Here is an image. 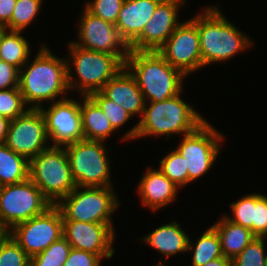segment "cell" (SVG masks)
I'll list each match as a JSON object with an SVG mask.
<instances>
[{
    "mask_svg": "<svg viewBox=\"0 0 267 266\" xmlns=\"http://www.w3.org/2000/svg\"><path fill=\"white\" fill-rule=\"evenodd\" d=\"M89 97L100 107L116 131L133 117L115 101L108 99L101 91L94 92Z\"/></svg>",
    "mask_w": 267,
    "mask_h": 266,
    "instance_id": "obj_30",
    "label": "cell"
},
{
    "mask_svg": "<svg viewBox=\"0 0 267 266\" xmlns=\"http://www.w3.org/2000/svg\"><path fill=\"white\" fill-rule=\"evenodd\" d=\"M203 266H232V262L230 259L223 256L220 258L213 259Z\"/></svg>",
    "mask_w": 267,
    "mask_h": 266,
    "instance_id": "obj_41",
    "label": "cell"
},
{
    "mask_svg": "<svg viewBox=\"0 0 267 266\" xmlns=\"http://www.w3.org/2000/svg\"><path fill=\"white\" fill-rule=\"evenodd\" d=\"M161 1L124 0L115 26L129 45L141 34Z\"/></svg>",
    "mask_w": 267,
    "mask_h": 266,
    "instance_id": "obj_20",
    "label": "cell"
},
{
    "mask_svg": "<svg viewBox=\"0 0 267 266\" xmlns=\"http://www.w3.org/2000/svg\"><path fill=\"white\" fill-rule=\"evenodd\" d=\"M49 49L41 46L34 59L19 70L18 87L25 104H31L28 108L40 109L44 101L65 99L64 93L70 91L66 59L56 57ZM61 94L63 98L57 100Z\"/></svg>",
    "mask_w": 267,
    "mask_h": 266,
    "instance_id": "obj_1",
    "label": "cell"
},
{
    "mask_svg": "<svg viewBox=\"0 0 267 266\" xmlns=\"http://www.w3.org/2000/svg\"><path fill=\"white\" fill-rule=\"evenodd\" d=\"M185 2L186 0H162L141 34L129 45L130 50L158 51L181 24L177 15Z\"/></svg>",
    "mask_w": 267,
    "mask_h": 266,
    "instance_id": "obj_16",
    "label": "cell"
},
{
    "mask_svg": "<svg viewBox=\"0 0 267 266\" xmlns=\"http://www.w3.org/2000/svg\"><path fill=\"white\" fill-rule=\"evenodd\" d=\"M71 245L62 236L54 241L47 249L30 258L31 266H63L71 251Z\"/></svg>",
    "mask_w": 267,
    "mask_h": 266,
    "instance_id": "obj_29",
    "label": "cell"
},
{
    "mask_svg": "<svg viewBox=\"0 0 267 266\" xmlns=\"http://www.w3.org/2000/svg\"><path fill=\"white\" fill-rule=\"evenodd\" d=\"M182 92L160 102L151 101L149 106L146 102L140 121L130 131H126L121 140L129 141L151 135H166L168 140L173 134L187 135L195 131L206 119L181 99Z\"/></svg>",
    "mask_w": 267,
    "mask_h": 266,
    "instance_id": "obj_2",
    "label": "cell"
},
{
    "mask_svg": "<svg viewBox=\"0 0 267 266\" xmlns=\"http://www.w3.org/2000/svg\"><path fill=\"white\" fill-rule=\"evenodd\" d=\"M157 52L186 77L202 68L199 33L190 19L182 22Z\"/></svg>",
    "mask_w": 267,
    "mask_h": 266,
    "instance_id": "obj_14",
    "label": "cell"
},
{
    "mask_svg": "<svg viewBox=\"0 0 267 266\" xmlns=\"http://www.w3.org/2000/svg\"><path fill=\"white\" fill-rule=\"evenodd\" d=\"M80 113L84 139L104 142L115 132L108 118L89 96H83Z\"/></svg>",
    "mask_w": 267,
    "mask_h": 266,
    "instance_id": "obj_23",
    "label": "cell"
},
{
    "mask_svg": "<svg viewBox=\"0 0 267 266\" xmlns=\"http://www.w3.org/2000/svg\"><path fill=\"white\" fill-rule=\"evenodd\" d=\"M232 216L225 217L234 224L248 228L252 232V224L255 222V193L244 195V197L232 202Z\"/></svg>",
    "mask_w": 267,
    "mask_h": 266,
    "instance_id": "obj_31",
    "label": "cell"
},
{
    "mask_svg": "<svg viewBox=\"0 0 267 266\" xmlns=\"http://www.w3.org/2000/svg\"><path fill=\"white\" fill-rule=\"evenodd\" d=\"M72 177L79 187H109L110 162L103 141L82 139L64 146Z\"/></svg>",
    "mask_w": 267,
    "mask_h": 266,
    "instance_id": "obj_8",
    "label": "cell"
},
{
    "mask_svg": "<svg viewBox=\"0 0 267 266\" xmlns=\"http://www.w3.org/2000/svg\"><path fill=\"white\" fill-rule=\"evenodd\" d=\"M113 189V190H112ZM119 199L114 187L76 186L56 206L63 220H75L87 223H106L113 229L112 214L119 207Z\"/></svg>",
    "mask_w": 267,
    "mask_h": 266,
    "instance_id": "obj_7",
    "label": "cell"
},
{
    "mask_svg": "<svg viewBox=\"0 0 267 266\" xmlns=\"http://www.w3.org/2000/svg\"><path fill=\"white\" fill-rule=\"evenodd\" d=\"M48 139L51 146L63 147L84 139L80 101L65 98L54 103L48 109L41 107Z\"/></svg>",
    "mask_w": 267,
    "mask_h": 266,
    "instance_id": "obj_15",
    "label": "cell"
},
{
    "mask_svg": "<svg viewBox=\"0 0 267 266\" xmlns=\"http://www.w3.org/2000/svg\"><path fill=\"white\" fill-rule=\"evenodd\" d=\"M180 189L158 169L150 167L139 181L137 193L141 196L142 206L156 212L176 200Z\"/></svg>",
    "mask_w": 267,
    "mask_h": 266,
    "instance_id": "obj_19",
    "label": "cell"
},
{
    "mask_svg": "<svg viewBox=\"0 0 267 266\" xmlns=\"http://www.w3.org/2000/svg\"><path fill=\"white\" fill-rule=\"evenodd\" d=\"M165 264H166L165 262L163 263V262L160 260V261L158 262V264H156L155 266H166Z\"/></svg>",
    "mask_w": 267,
    "mask_h": 266,
    "instance_id": "obj_43",
    "label": "cell"
},
{
    "mask_svg": "<svg viewBox=\"0 0 267 266\" xmlns=\"http://www.w3.org/2000/svg\"><path fill=\"white\" fill-rule=\"evenodd\" d=\"M101 92L132 116L143 115L145 101L135 77L123 67L103 87Z\"/></svg>",
    "mask_w": 267,
    "mask_h": 266,
    "instance_id": "obj_18",
    "label": "cell"
},
{
    "mask_svg": "<svg viewBox=\"0 0 267 266\" xmlns=\"http://www.w3.org/2000/svg\"><path fill=\"white\" fill-rule=\"evenodd\" d=\"M177 221L164 224L140 240L158 250L164 257L188 252L189 236Z\"/></svg>",
    "mask_w": 267,
    "mask_h": 266,
    "instance_id": "obj_21",
    "label": "cell"
},
{
    "mask_svg": "<svg viewBox=\"0 0 267 266\" xmlns=\"http://www.w3.org/2000/svg\"><path fill=\"white\" fill-rule=\"evenodd\" d=\"M222 218L211 227L217 232L223 256L233 260L255 236L250 229L234 224L225 216Z\"/></svg>",
    "mask_w": 267,
    "mask_h": 266,
    "instance_id": "obj_22",
    "label": "cell"
},
{
    "mask_svg": "<svg viewBox=\"0 0 267 266\" xmlns=\"http://www.w3.org/2000/svg\"><path fill=\"white\" fill-rule=\"evenodd\" d=\"M30 257L10 235L0 247V266H28Z\"/></svg>",
    "mask_w": 267,
    "mask_h": 266,
    "instance_id": "obj_34",
    "label": "cell"
},
{
    "mask_svg": "<svg viewBox=\"0 0 267 266\" xmlns=\"http://www.w3.org/2000/svg\"><path fill=\"white\" fill-rule=\"evenodd\" d=\"M15 153L29 161L41 151L49 148L46 123L40 109L28 108L9 122L8 133L4 142Z\"/></svg>",
    "mask_w": 267,
    "mask_h": 266,
    "instance_id": "obj_12",
    "label": "cell"
},
{
    "mask_svg": "<svg viewBox=\"0 0 267 266\" xmlns=\"http://www.w3.org/2000/svg\"><path fill=\"white\" fill-rule=\"evenodd\" d=\"M12 238L31 258L63 236V216L56 205L11 229Z\"/></svg>",
    "mask_w": 267,
    "mask_h": 266,
    "instance_id": "obj_11",
    "label": "cell"
},
{
    "mask_svg": "<svg viewBox=\"0 0 267 266\" xmlns=\"http://www.w3.org/2000/svg\"><path fill=\"white\" fill-rule=\"evenodd\" d=\"M190 20L198 29L202 67L229 61L240 51L253 46L251 38L231 24L217 6L206 7L205 11Z\"/></svg>",
    "mask_w": 267,
    "mask_h": 266,
    "instance_id": "obj_3",
    "label": "cell"
},
{
    "mask_svg": "<svg viewBox=\"0 0 267 266\" xmlns=\"http://www.w3.org/2000/svg\"><path fill=\"white\" fill-rule=\"evenodd\" d=\"M224 135L206 120L195 131L183 135L175 148L184 158L189 183L206 174L220 154V142Z\"/></svg>",
    "mask_w": 267,
    "mask_h": 266,
    "instance_id": "obj_10",
    "label": "cell"
},
{
    "mask_svg": "<svg viewBox=\"0 0 267 266\" xmlns=\"http://www.w3.org/2000/svg\"><path fill=\"white\" fill-rule=\"evenodd\" d=\"M43 0H16L10 23L4 28L10 31H24L40 13Z\"/></svg>",
    "mask_w": 267,
    "mask_h": 266,
    "instance_id": "obj_27",
    "label": "cell"
},
{
    "mask_svg": "<svg viewBox=\"0 0 267 266\" xmlns=\"http://www.w3.org/2000/svg\"><path fill=\"white\" fill-rule=\"evenodd\" d=\"M252 233L258 238H267V196L255 193V222Z\"/></svg>",
    "mask_w": 267,
    "mask_h": 266,
    "instance_id": "obj_36",
    "label": "cell"
},
{
    "mask_svg": "<svg viewBox=\"0 0 267 266\" xmlns=\"http://www.w3.org/2000/svg\"><path fill=\"white\" fill-rule=\"evenodd\" d=\"M30 51L21 31L0 29V55L3 61L20 70L30 60Z\"/></svg>",
    "mask_w": 267,
    "mask_h": 266,
    "instance_id": "obj_25",
    "label": "cell"
},
{
    "mask_svg": "<svg viewBox=\"0 0 267 266\" xmlns=\"http://www.w3.org/2000/svg\"><path fill=\"white\" fill-rule=\"evenodd\" d=\"M103 259L93 253L71 248L63 266H100Z\"/></svg>",
    "mask_w": 267,
    "mask_h": 266,
    "instance_id": "obj_37",
    "label": "cell"
},
{
    "mask_svg": "<svg viewBox=\"0 0 267 266\" xmlns=\"http://www.w3.org/2000/svg\"><path fill=\"white\" fill-rule=\"evenodd\" d=\"M9 122L10 120L7 118L0 116V144L5 142L8 133Z\"/></svg>",
    "mask_w": 267,
    "mask_h": 266,
    "instance_id": "obj_40",
    "label": "cell"
},
{
    "mask_svg": "<svg viewBox=\"0 0 267 266\" xmlns=\"http://www.w3.org/2000/svg\"><path fill=\"white\" fill-rule=\"evenodd\" d=\"M21 91L18 88L0 90V116L13 120L26 110Z\"/></svg>",
    "mask_w": 267,
    "mask_h": 266,
    "instance_id": "obj_33",
    "label": "cell"
},
{
    "mask_svg": "<svg viewBox=\"0 0 267 266\" xmlns=\"http://www.w3.org/2000/svg\"><path fill=\"white\" fill-rule=\"evenodd\" d=\"M124 0H92L84 8L104 21L116 24Z\"/></svg>",
    "mask_w": 267,
    "mask_h": 266,
    "instance_id": "obj_35",
    "label": "cell"
},
{
    "mask_svg": "<svg viewBox=\"0 0 267 266\" xmlns=\"http://www.w3.org/2000/svg\"><path fill=\"white\" fill-rule=\"evenodd\" d=\"M266 238L255 237L243 250L236 256L232 262V266H265Z\"/></svg>",
    "mask_w": 267,
    "mask_h": 266,
    "instance_id": "obj_32",
    "label": "cell"
},
{
    "mask_svg": "<svg viewBox=\"0 0 267 266\" xmlns=\"http://www.w3.org/2000/svg\"><path fill=\"white\" fill-rule=\"evenodd\" d=\"M79 18V39L72 43L84 49L116 55L125 64L131 50L116 26L94 16L85 8Z\"/></svg>",
    "mask_w": 267,
    "mask_h": 266,
    "instance_id": "obj_13",
    "label": "cell"
},
{
    "mask_svg": "<svg viewBox=\"0 0 267 266\" xmlns=\"http://www.w3.org/2000/svg\"><path fill=\"white\" fill-rule=\"evenodd\" d=\"M159 170L167 176L179 188L189 183L188 169H186L185 158L175 149L167 153L159 161Z\"/></svg>",
    "mask_w": 267,
    "mask_h": 266,
    "instance_id": "obj_28",
    "label": "cell"
},
{
    "mask_svg": "<svg viewBox=\"0 0 267 266\" xmlns=\"http://www.w3.org/2000/svg\"><path fill=\"white\" fill-rule=\"evenodd\" d=\"M30 161L15 153L5 143L0 144V187L29 179Z\"/></svg>",
    "mask_w": 267,
    "mask_h": 266,
    "instance_id": "obj_24",
    "label": "cell"
},
{
    "mask_svg": "<svg viewBox=\"0 0 267 266\" xmlns=\"http://www.w3.org/2000/svg\"><path fill=\"white\" fill-rule=\"evenodd\" d=\"M19 69L12 64L0 61V90L18 88Z\"/></svg>",
    "mask_w": 267,
    "mask_h": 266,
    "instance_id": "obj_38",
    "label": "cell"
},
{
    "mask_svg": "<svg viewBox=\"0 0 267 266\" xmlns=\"http://www.w3.org/2000/svg\"><path fill=\"white\" fill-rule=\"evenodd\" d=\"M189 251H193L191 266H203L213 259L223 257L219 237L211 226L204 231L196 243L193 244L189 237Z\"/></svg>",
    "mask_w": 267,
    "mask_h": 266,
    "instance_id": "obj_26",
    "label": "cell"
},
{
    "mask_svg": "<svg viewBox=\"0 0 267 266\" xmlns=\"http://www.w3.org/2000/svg\"><path fill=\"white\" fill-rule=\"evenodd\" d=\"M11 230L0 219V247L9 238Z\"/></svg>",
    "mask_w": 267,
    "mask_h": 266,
    "instance_id": "obj_42",
    "label": "cell"
},
{
    "mask_svg": "<svg viewBox=\"0 0 267 266\" xmlns=\"http://www.w3.org/2000/svg\"><path fill=\"white\" fill-rule=\"evenodd\" d=\"M16 0H0V29H4L11 21Z\"/></svg>",
    "mask_w": 267,
    "mask_h": 266,
    "instance_id": "obj_39",
    "label": "cell"
},
{
    "mask_svg": "<svg viewBox=\"0 0 267 266\" xmlns=\"http://www.w3.org/2000/svg\"><path fill=\"white\" fill-rule=\"evenodd\" d=\"M51 206L30 179L0 187V219L10 230L16 224L44 213Z\"/></svg>",
    "mask_w": 267,
    "mask_h": 266,
    "instance_id": "obj_9",
    "label": "cell"
},
{
    "mask_svg": "<svg viewBox=\"0 0 267 266\" xmlns=\"http://www.w3.org/2000/svg\"><path fill=\"white\" fill-rule=\"evenodd\" d=\"M68 49L71 58L66 60L69 89L79 91L81 97L101 91L104 85L125 67L116 55L84 49L72 42L69 43ZM73 68L77 73V80L72 75Z\"/></svg>",
    "mask_w": 267,
    "mask_h": 266,
    "instance_id": "obj_5",
    "label": "cell"
},
{
    "mask_svg": "<svg viewBox=\"0 0 267 266\" xmlns=\"http://www.w3.org/2000/svg\"><path fill=\"white\" fill-rule=\"evenodd\" d=\"M29 179L56 205L77 186L65 147L50 146L30 160Z\"/></svg>",
    "mask_w": 267,
    "mask_h": 266,
    "instance_id": "obj_6",
    "label": "cell"
},
{
    "mask_svg": "<svg viewBox=\"0 0 267 266\" xmlns=\"http://www.w3.org/2000/svg\"><path fill=\"white\" fill-rule=\"evenodd\" d=\"M125 67L135 77L145 103L160 102L182 91L186 76L157 51L131 50Z\"/></svg>",
    "mask_w": 267,
    "mask_h": 266,
    "instance_id": "obj_4",
    "label": "cell"
},
{
    "mask_svg": "<svg viewBox=\"0 0 267 266\" xmlns=\"http://www.w3.org/2000/svg\"><path fill=\"white\" fill-rule=\"evenodd\" d=\"M115 229L106 223H87L63 220V236L71 247L100 256L102 259L114 255Z\"/></svg>",
    "mask_w": 267,
    "mask_h": 266,
    "instance_id": "obj_17",
    "label": "cell"
}]
</instances>
